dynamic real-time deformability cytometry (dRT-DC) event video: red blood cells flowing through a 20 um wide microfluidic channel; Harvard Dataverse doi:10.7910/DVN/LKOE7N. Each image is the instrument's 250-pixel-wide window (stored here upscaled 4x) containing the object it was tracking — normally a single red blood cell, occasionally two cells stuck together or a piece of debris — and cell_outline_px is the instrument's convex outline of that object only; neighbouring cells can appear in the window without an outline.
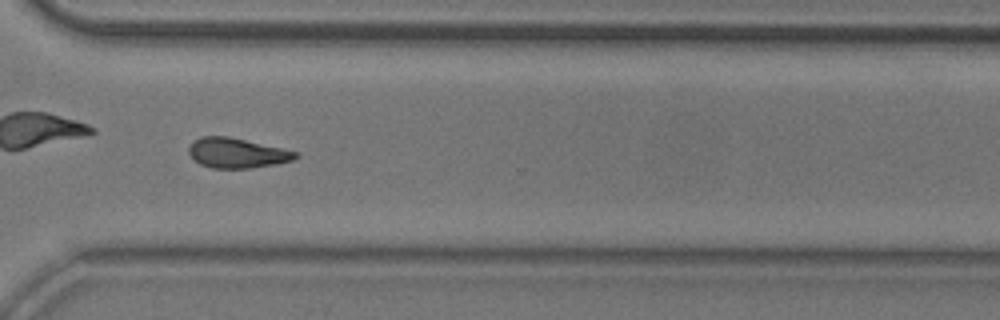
{"species": "common noctule bat (a hibernating species)", "species_latin": "Nyctalus noctula", "temperature_condition": "room temperature", "stored_images_in_passage": 50, "camera_frame_rate_fps": 3000, "um_per_image_px": 0.085, "animal": {"sex": "male", "body_mass_g": 20.5, "forearm_length_mm": 52.5}, "frame": {"image": 1, "passage_image": 36, "time_ms": 11.667, "image_size_px": [1000, 320], "cell_outline_px": [[300, 156], [292, 160], [276, 164], [252, 168], [212, 168], [200, 164], [188, 152], [188, 148], [192, 140], [200, 136], [228, 136], [300, 152]], "centroid_in_image_um": [20.15, 13.0], "position_along_channel_um": 350.5, "area_um2": 18.73}}
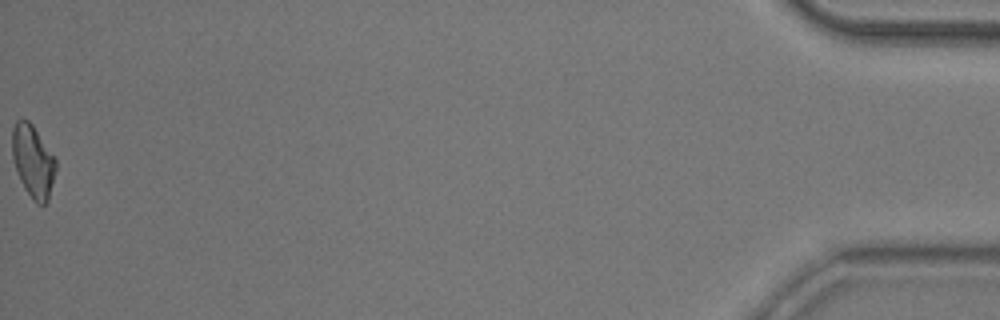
{"frame": {"image": 2, "passage_image": 50, "time_ms": 16.333, "image_size_px": [1000, 320], "cell_outline_px": [[56, 168], [48, 200], [44, 204], [36, 204], [32, 200], [24, 188], [20, 180], [12, 156], [12, 128], [16, 120], [28, 120], [32, 124], [56, 160]], "centroid_in_image_um": [2.79, 13.72], "position_along_channel_um": 432.4, "area_um2": 18.21}, "authors_computed_cell_mechanics": {"area_um2": 18.9295, "velocity_mm_per_s": 3.9385, "shape_relaxation_time_tau1_ms": 5.0381, "shape_relaxation_time_tau2_ms": null, "deformation_change_tau1": 0.1558, "deformation_change_tau2": null}}